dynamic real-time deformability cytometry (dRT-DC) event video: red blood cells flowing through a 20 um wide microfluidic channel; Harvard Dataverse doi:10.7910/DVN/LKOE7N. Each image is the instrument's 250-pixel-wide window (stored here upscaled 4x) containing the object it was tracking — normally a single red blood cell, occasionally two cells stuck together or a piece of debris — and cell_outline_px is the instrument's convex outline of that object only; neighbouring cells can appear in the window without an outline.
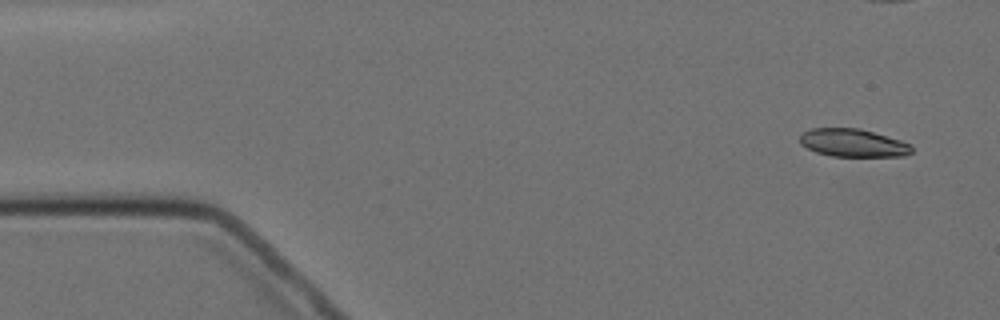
{"species": "Egyptian fruit bat (a non-hibernating species)", "species_latin": "Rousettus aegyptiacus", "temperature_condition": "cold", "stored_images_in_passage": 7, "camera_frame_rate_fps": 3000, "um_per_image_px": 0.085, "animal": {"sex": "female"}, "frame": {"image": 1, "passage_image": 1, "time_ms": 0.0, "image_size_px": [1000, 320], "cell_outline_px": [[912, 152], [904, 156], [832, 156], [816, 152], [800, 144], [800, 136], [804, 132], [812, 128], [860, 128], [900, 140], [912, 144]], "centroid_in_image_um": [72.52, 12.14], "position_along_channel_um": 12.5, "area_um2": 18.15}}
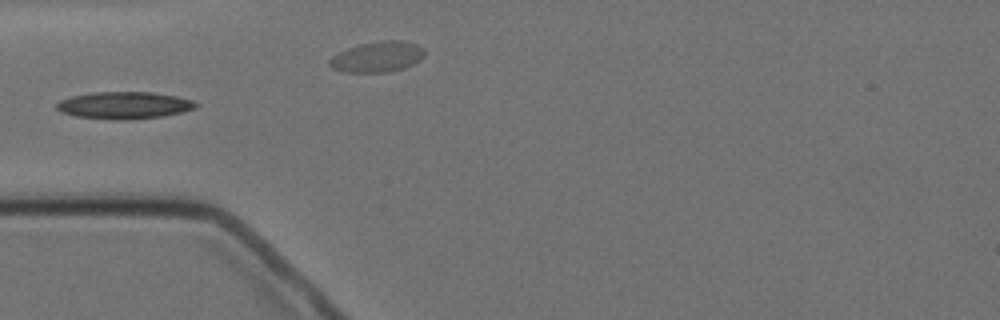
{"frame": {"image": 2, "passage_image": 4, "time_ms": 4.667, "image_size_px": [1000, 320], "cell_outline_px": [[200, 104], [196, 108], [180, 112], [160, 116], [128, 120], [112, 120], [76, 116], [60, 112], [56, 108], [56, 104], [60, 100], [72, 96], [92, 92], [152, 92], [176, 96], [192, 100]], "centroid_in_image_um": [10.54, 8.95], "position_along_channel_um": 74.5, "area_um2": 22.02}}
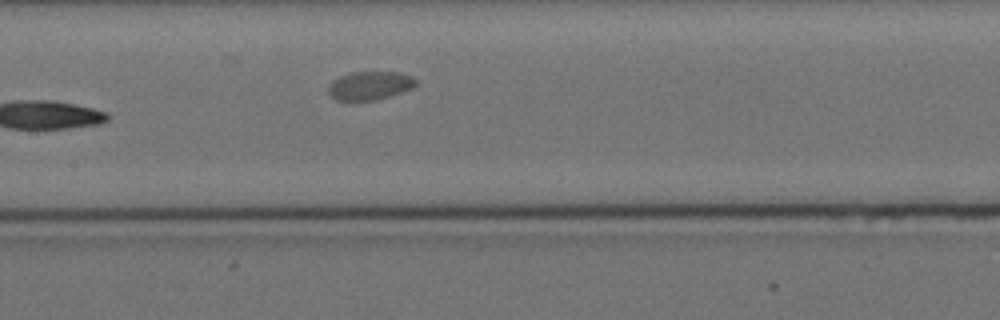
{"frame": {"image": 3, "passage_image": 7, "time_ms": 8.333, "image_size_px": [1000, 320], "cell_outline_px": [[416, 84], [412, 88], [376, 100], [352, 104], [336, 100], [328, 92], [328, 84], [332, 80], [340, 76], [352, 72], [400, 72], [412, 76], [416, 80]], "centroid_in_image_um": [31.36, 7.31], "position_along_channel_um": 176.0, "area_um2": 15.03}}